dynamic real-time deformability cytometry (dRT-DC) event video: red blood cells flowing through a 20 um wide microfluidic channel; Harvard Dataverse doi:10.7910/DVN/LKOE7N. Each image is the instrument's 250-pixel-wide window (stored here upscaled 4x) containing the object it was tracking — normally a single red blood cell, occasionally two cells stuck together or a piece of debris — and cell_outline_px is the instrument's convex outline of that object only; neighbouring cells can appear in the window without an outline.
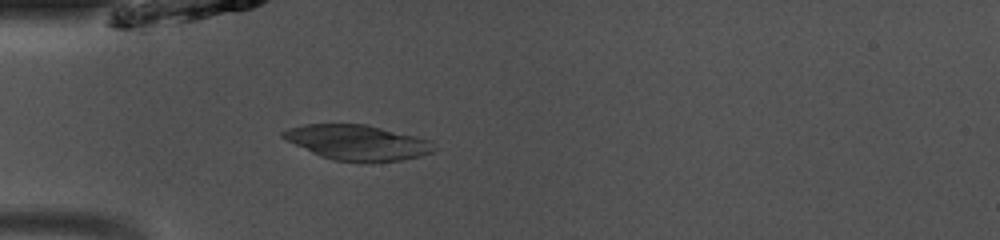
{"species": "common noctule bat (a hibernating species)", "species_latin": "Nyctalus noctula", "temperature_condition": "room temperature", "stored_images_in_passage": 48, "camera_frame_rate_fps": 3000, "um_per_image_px": 0.085, "animal": {"sex": "male", "body_mass_g": 13.0, "forearm_length_mm": 53.1}, "frame": {"image": 1, "passage_image": 14, "time_ms": 4.333, "image_size_px": [1000, 240], "cell_outline_px": [[436, 148], [432, 152], [420, 156], [400, 160], [364, 164], [336, 160], [320, 156], [280, 136], [280, 132], [288, 128], [304, 124], [364, 124], [416, 136], [432, 140]], "centroid_in_image_um": [30.41, 12.13], "position_along_channel_um": 54.6, "area_um2": 31.1}}
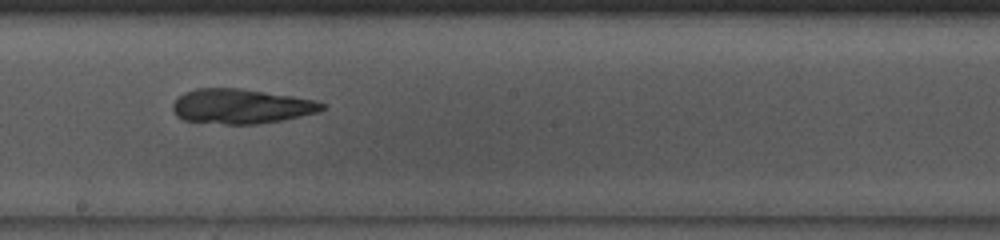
{"frame": {"image": 2, "passage_image": 27, "time_ms": 8.667, "image_size_px": [1000, 240], "cell_outline_px": [[328, 108], [316, 112], [280, 120], [256, 124], [224, 124], [184, 120], [176, 116], [172, 108], [172, 104], [184, 92], [196, 88], [240, 88], [292, 96], [316, 100], [328, 104]], "centroid_in_image_um": [20.5, 9.03], "position_along_channel_um": 227.7, "area_um2": 30.17}}
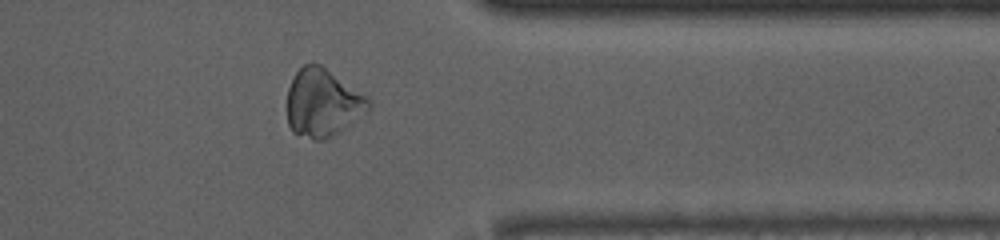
{"frame": {"image": 3, "passage_image": 39, "time_ms": 12.667, "image_size_px": [1000, 240], "cell_outline_px": [[372, 108], [368, 112], [324, 140], [316, 140], [292, 132], [288, 124], [288, 88], [296, 72], [304, 64], [320, 64], [364, 96], [372, 104]], "centroid_in_image_um": [27.41, 8.76], "position_along_channel_um": 384.0, "area_um2": 31.44}}